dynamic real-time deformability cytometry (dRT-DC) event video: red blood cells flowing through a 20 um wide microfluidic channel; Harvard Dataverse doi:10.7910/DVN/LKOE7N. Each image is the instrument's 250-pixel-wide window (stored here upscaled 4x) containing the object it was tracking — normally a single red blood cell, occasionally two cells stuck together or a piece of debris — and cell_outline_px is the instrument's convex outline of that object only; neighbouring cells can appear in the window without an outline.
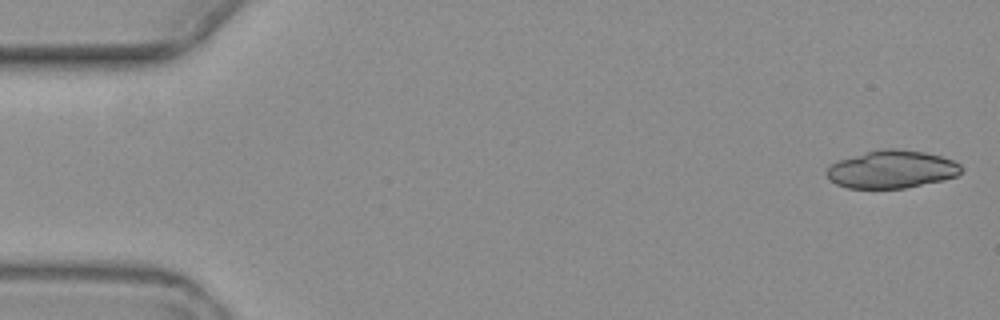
{"species": "common noctule bat (a hibernating species)", "species_latin": "Nyctalus noctula", "temperature_condition": "warm", "stored_images_in_passage": 5, "camera_frame_rate_fps": 3000, "um_per_image_px": 0.085, "animal": {"sex": "female", "body_mass_g": 19.3, "forearm_length_mm": 54.1}, "frame": {"image": 1, "passage_image": 1, "time_ms": 0.0, "image_size_px": [1000, 320], "cell_outline_px": [[964, 168], [956, 176], [944, 180], [904, 188], [848, 188], [836, 184], [828, 180], [824, 172], [832, 164], [840, 160], [880, 148], [896, 148], [924, 152], [940, 156], [952, 160], [960, 164]], "centroid_in_image_um": [75.79, 14.4], "position_along_channel_um": 9.2, "area_um2": 29.65}}